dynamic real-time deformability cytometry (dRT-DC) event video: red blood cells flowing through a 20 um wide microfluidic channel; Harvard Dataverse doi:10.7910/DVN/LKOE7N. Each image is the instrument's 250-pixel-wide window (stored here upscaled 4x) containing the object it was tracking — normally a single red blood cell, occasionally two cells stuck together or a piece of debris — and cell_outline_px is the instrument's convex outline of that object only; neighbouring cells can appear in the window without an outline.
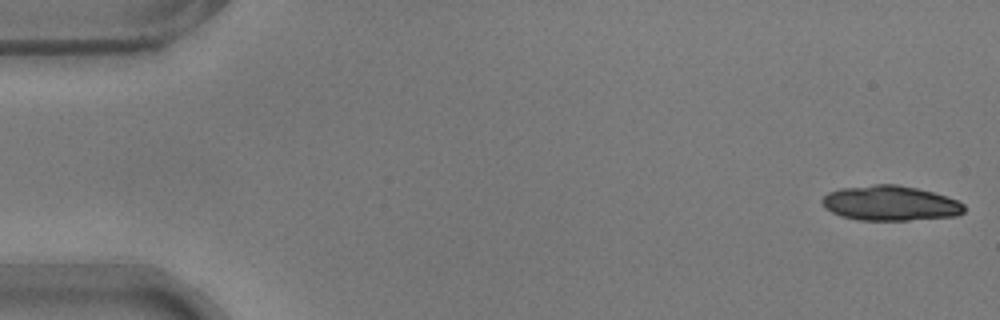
{"species": "common noctule bat (a hibernating species)", "species_latin": "Nyctalus noctula", "temperature_condition": "warm", "stored_images_in_passage": 54, "camera_frame_rate_fps": 3000, "um_per_image_px": 0.085, "animal": {"sex": "male", "body_mass_g": 17.9}, "frame": {"image": 1, "passage_image": 1, "time_ms": 0.0, "image_size_px": [1000, 320], "cell_outline_px": [[964, 212], [956, 216], [908, 220], [856, 220], [840, 216], [824, 208], [820, 200], [828, 192], [840, 188], [876, 184], [896, 184], [916, 188], [932, 192], [956, 200], [964, 204]], "centroid_in_image_um": [75.62, 17.28], "position_along_channel_um": 9.4, "area_um2": 28.96}}
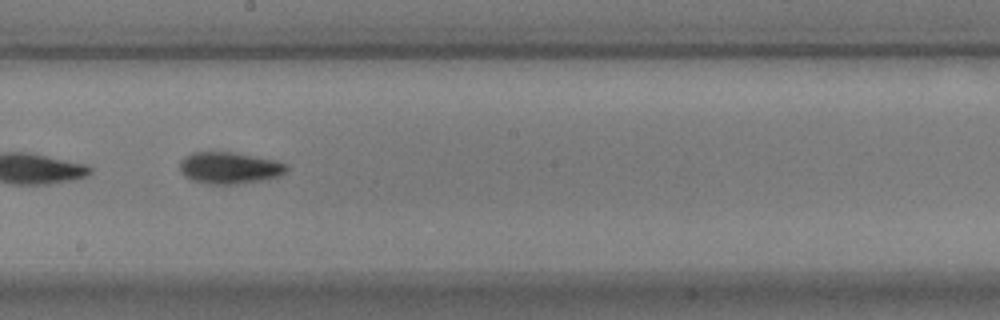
{"frame": {"image": 2, "passage_image": 30, "time_ms": 9.667, "image_size_px": [1000, 320], "cell_outline_px": [[288, 172], [280, 176], [260, 180], [232, 184], [208, 184], [192, 180], [184, 176], [180, 172], [180, 160], [184, 156], [192, 152], [232, 152], [272, 160], [288, 164]], "centroid_in_image_um": [19.47, 14.27], "position_along_channel_um": 228.7, "area_um2": 19.65}}
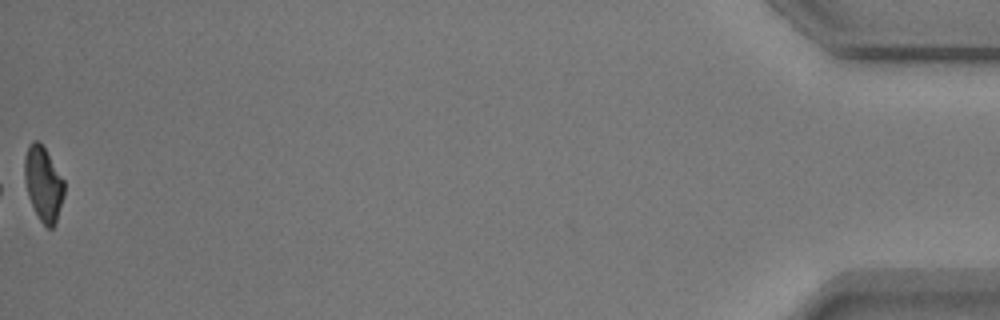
{"frame": {"image": 3, "passage_image": 54, "time_ms": 17.667, "image_size_px": [1000, 320], "cell_outline_px": [[64, 196], [56, 224], [52, 228], [48, 228], [40, 220], [28, 196], [24, 180], [24, 156], [28, 144], [32, 140], [40, 140], [64, 180]], "centroid_in_image_um": [3.68, 15.59], "position_along_channel_um": 431.5, "area_um2": 17.4}, "authors_computed_cell_mechanics": {"area_um2": 19.1029, "velocity_mm_per_s": 3.7417, "shape_relaxation_time_tau1_ms": 2.8116, "shape_relaxation_time_tau2_ms": 4.8081, "deformation_change_tau1": 0.1496, "deformation_change_tau2": 0.0924}}